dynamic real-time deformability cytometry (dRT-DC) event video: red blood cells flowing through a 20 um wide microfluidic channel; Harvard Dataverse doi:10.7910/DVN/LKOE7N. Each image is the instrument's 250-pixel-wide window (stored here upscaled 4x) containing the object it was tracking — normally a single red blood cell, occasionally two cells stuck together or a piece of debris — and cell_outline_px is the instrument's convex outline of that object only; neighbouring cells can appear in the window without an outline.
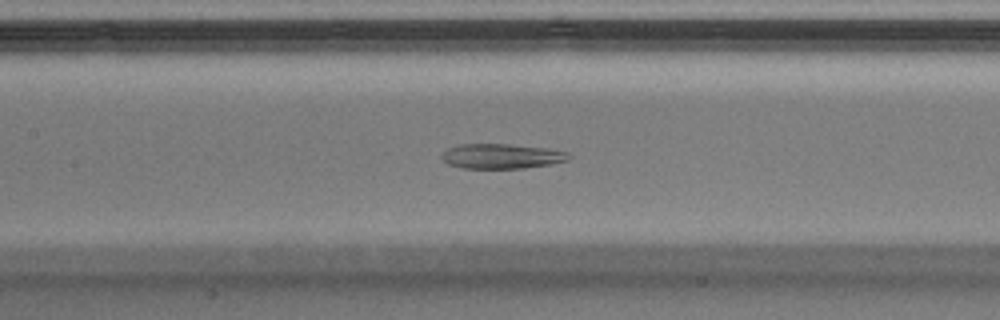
{"species": "Egyptian fruit bat (a non-hibernating species)", "species_latin": "Rousettus aegyptiacus", "temperature_condition": "warm", "stored_images_in_passage": 46, "camera_frame_rate_fps": 3000, "um_per_image_px": 0.085, "animal": {"sex": "male"}, "frame": {"image": 1, "passage_image": 20, "time_ms": 6.333, "image_size_px": [1000, 320], "cell_outline_px": [[572, 156], [568, 160], [548, 164], [524, 168], [464, 168], [448, 164], [440, 156], [448, 148], [460, 144], [508, 144], [544, 148], [568, 152]], "centroid_in_image_um": [42.63, 13.27], "position_along_channel_um": 164.8, "area_um2": 18.21}}